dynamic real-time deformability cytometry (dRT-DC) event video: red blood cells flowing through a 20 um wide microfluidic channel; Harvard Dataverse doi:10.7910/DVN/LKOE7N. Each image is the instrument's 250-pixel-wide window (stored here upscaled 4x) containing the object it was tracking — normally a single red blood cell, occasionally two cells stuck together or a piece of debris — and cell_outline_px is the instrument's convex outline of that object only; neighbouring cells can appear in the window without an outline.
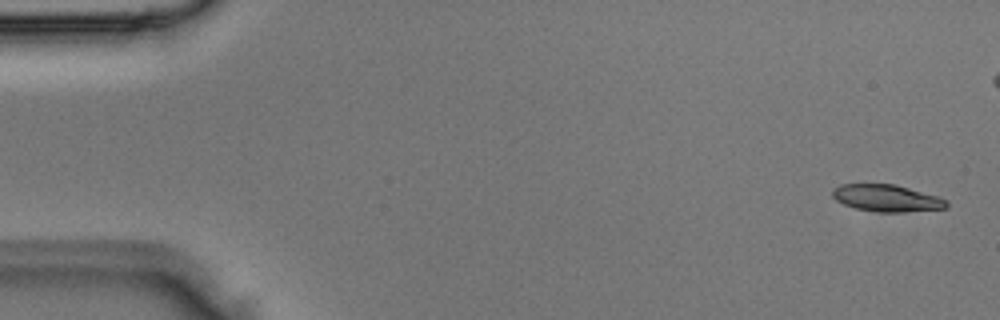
{"species": "Egyptian fruit bat (a non-hibernating species)", "species_latin": "Rousettus aegyptiacus", "temperature_condition": "room temperature", "stored_images_in_passage": 5, "camera_frame_rate_fps": 3000, "um_per_image_px": 0.085, "animal": {"sex": "male"}, "frame": {"image": 1, "passage_image": 1, "time_ms": 0.0, "image_size_px": [1000, 320], "cell_outline_px": [[948, 208], [904, 212], [876, 212], [856, 208], [844, 204], [836, 200], [832, 196], [832, 188], [840, 184], [896, 184], [936, 196], [948, 200]], "centroid_in_image_um": [75.36, 16.84], "position_along_channel_um": 9.6, "area_um2": 17.98}}
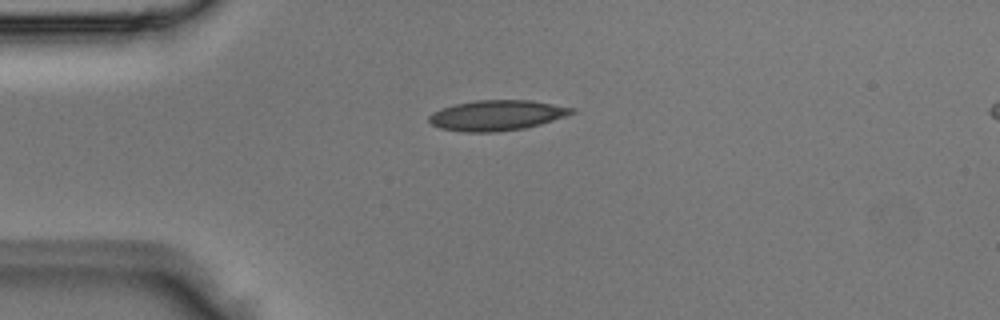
{"frame": {"image": 2, "passage_image": 5, "time_ms": 1.333, "image_size_px": [1000, 320], "cell_outline_px": [[576, 112], [540, 124], [524, 128], [496, 132], [464, 132], [440, 128], [432, 124], [428, 120], [428, 116], [432, 112], [440, 108], [456, 104], [476, 100], [532, 100], [576, 108]], "centroid_in_image_um": [42.21, 9.8], "position_along_channel_um": 42.8, "area_um2": 25.26}}